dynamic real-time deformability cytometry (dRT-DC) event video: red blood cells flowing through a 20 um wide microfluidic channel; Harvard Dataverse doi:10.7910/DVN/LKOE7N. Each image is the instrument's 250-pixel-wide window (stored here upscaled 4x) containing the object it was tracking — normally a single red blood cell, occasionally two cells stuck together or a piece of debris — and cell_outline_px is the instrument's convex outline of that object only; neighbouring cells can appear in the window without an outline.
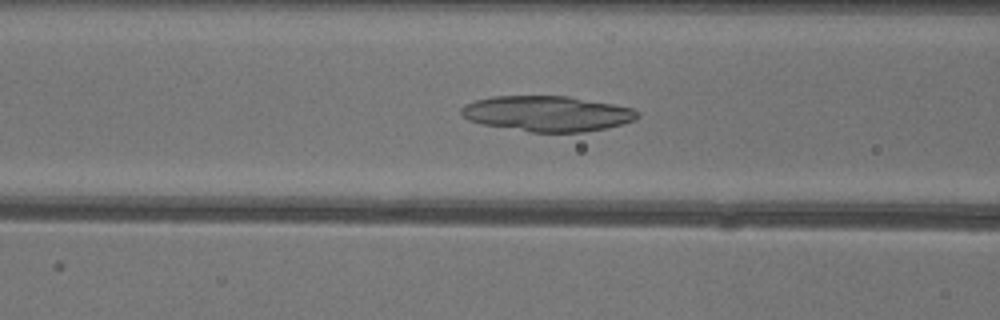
{"species": "common noctule bat (a hibernating species)", "species_latin": "Nyctalus noctula", "temperature_condition": "warm", "stored_images_in_passage": 51, "camera_frame_rate_fps": 3000, "um_per_image_px": 0.085, "animal": {"sex": "female"}, "frame": {"image": 1, "passage_image": 20, "time_ms": 6.333, "image_size_px": [1000, 320], "cell_outline_px": [[640, 116], [636, 120], [604, 128], [584, 132], [528, 132], [484, 124], [468, 120], [460, 112], [460, 108], [464, 104], [476, 100], [492, 96], [568, 96], [636, 108], [640, 112]], "centroid_in_image_um": [46.54, 9.65], "position_along_channel_um": 120.1, "area_um2": 36.53}}
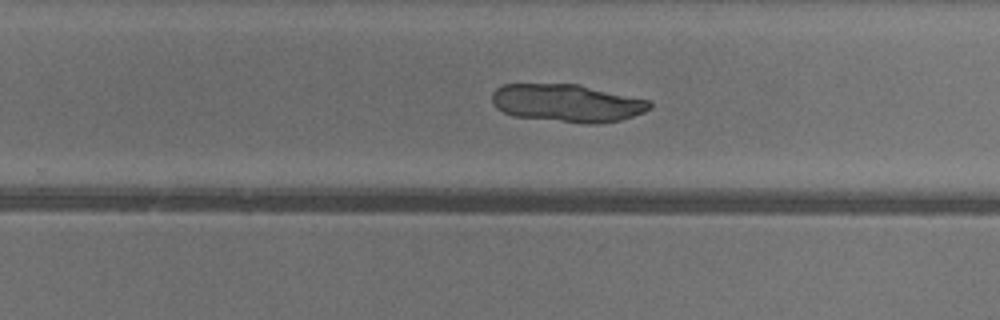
{"frame": {"image": 2, "passage_image": 32, "time_ms": 10.333, "image_size_px": [1000, 320], "cell_outline_px": [[652, 108], [644, 112], [620, 120], [600, 124], [584, 124], [512, 116], [496, 108], [492, 100], [492, 92], [496, 88], [504, 84], [576, 84], [652, 100]], "centroid_in_image_um": [48.23, 8.77], "position_along_channel_um": 281.6, "area_um2": 35.03}}
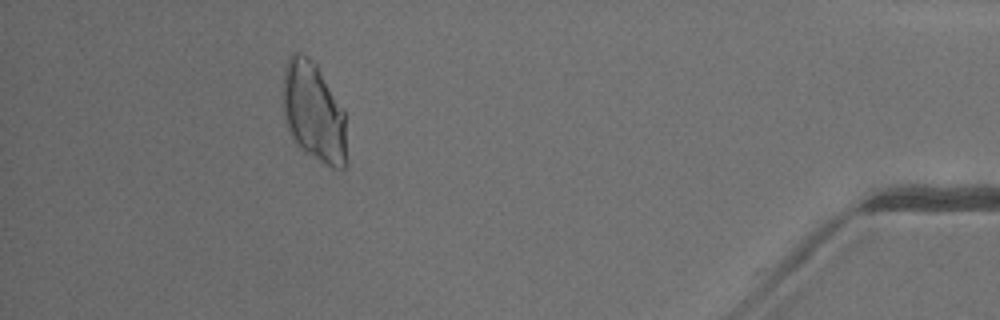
{"frame": {"image": 3, "passage_image": 46, "time_ms": 15.0, "image_size_px": [1000, 320], "cell_outline_px": [[348, 164], [344, 168], [332, 168], [304, 152], [296, 144], [288, 128], [284, 116], [284, 68], [288, 56], [292, 52], [300, 52], [308, 56], [316, 64], [344, 108], [348, 160]], "centroid_in_image_um": [26.7, 9.54], "position_along_channel_um": 408.5, "area_um2": 37.45}}